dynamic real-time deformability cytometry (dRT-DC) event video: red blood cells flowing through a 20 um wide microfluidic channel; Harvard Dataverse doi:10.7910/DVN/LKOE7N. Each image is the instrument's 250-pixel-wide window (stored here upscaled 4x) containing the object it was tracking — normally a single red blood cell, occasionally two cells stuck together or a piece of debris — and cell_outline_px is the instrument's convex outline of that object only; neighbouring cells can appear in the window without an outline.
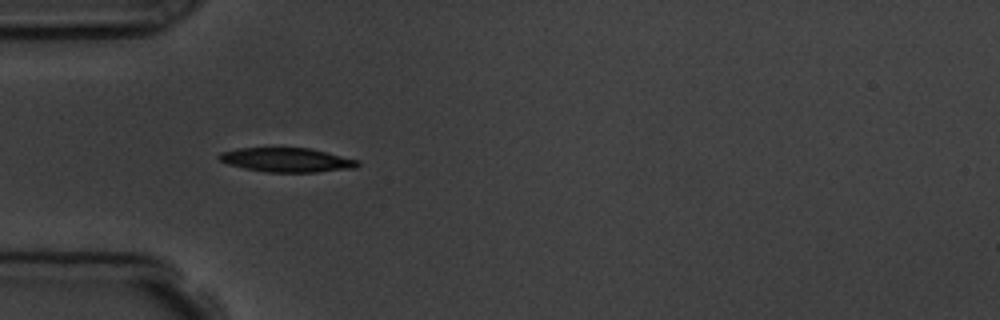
{"species": "common noctule bat (a hibernating species)", "species_latin": "Nyctalus noctula", "temperature_condition": "room temperature", "stored_images_in_passage": 6, "camera_frame_rate_fps": 3000, "um_per_image_px": 0.085, "animal": {"sex": "male", "body_mass_g": 19.5, "forearm_length_mm": 54.6}, "frame": {"image": 1, "passage_image": 2, "time_ms": 2.0, "image_size_px": [1000, 320], "cell_outline_px": [[360, 164], [356, 168], [316, 172], [268, 172], [244, 168], [228, 164], [220, 160], [216, 156], [220, 152], [236, 148], [312, 148], [360, 160]], "centroid_in_image_um": [24.4, 13.59], "position_along_channel_um": 60.6, "area_um2": 19.71}}